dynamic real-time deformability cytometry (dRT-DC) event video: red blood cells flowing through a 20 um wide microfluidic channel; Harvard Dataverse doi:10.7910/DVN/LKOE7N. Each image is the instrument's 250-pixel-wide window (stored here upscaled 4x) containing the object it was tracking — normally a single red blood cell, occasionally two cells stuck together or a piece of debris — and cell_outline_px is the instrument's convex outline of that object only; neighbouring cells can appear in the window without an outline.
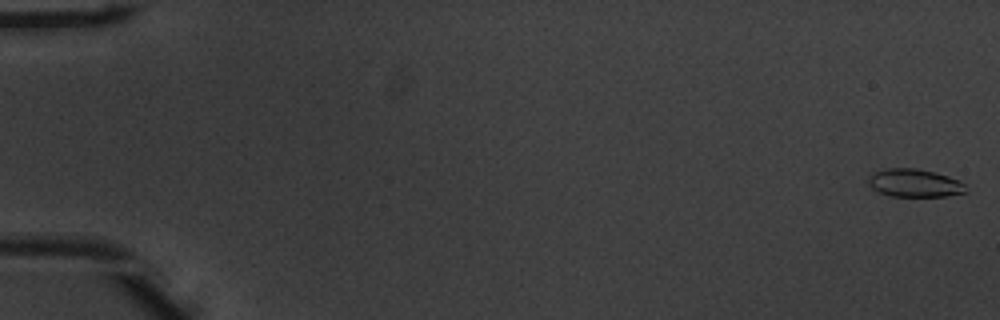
{"species": "common noctule bat (a hibernating species)", "species_latin": "Nyctalus noctula", "temperature_condition": "warm", "stored_images_in_passage": 54, "camera_frame_rate_fps": 3000, "um_per_image_px": 0.085, "animal": {"sex": "male", "body_mass_g": 20.1, "forearm_length_mm": 53.5}, "frame": {"image": 1, "passage_image": 1, "time_ms": 0.0, "image_size_px": [1000, 320], "cell_outline_px": [[968, 192], [944, 196], [892, 196], [880, 192], [872, 188], [868, 184], [868, 176], [872, 172], [884, 168], [916, 168], [948, 176], [960, 180], [964, 184]], "centroid_in_image_um": [77.71, 15.55], "position_along_channel_um": 7.3, "area_um2": 15.95}}
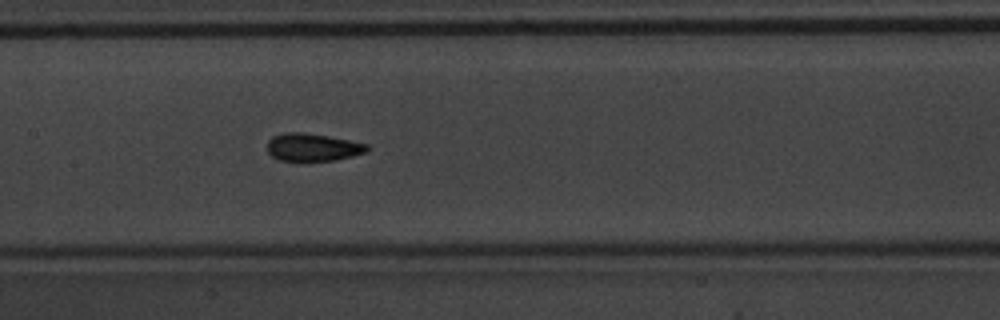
{"frame": {"image": 2, "passage_image": 27, "time_ms": 8.667, "image_size_px": [1000, 320], "cell_outline_px": [[368, 152], [336, 160], [308, 164], [304, 164], [280, 160], [272, 156], [268, 152], [268, 140], [272, 136], [284, 132], [304, 132], [328, 136], [368, 144]], "centroid_in_image_um": [26.55, 12.56], "position_along_channel_um": 180.8, "area_um2": 16.88}}
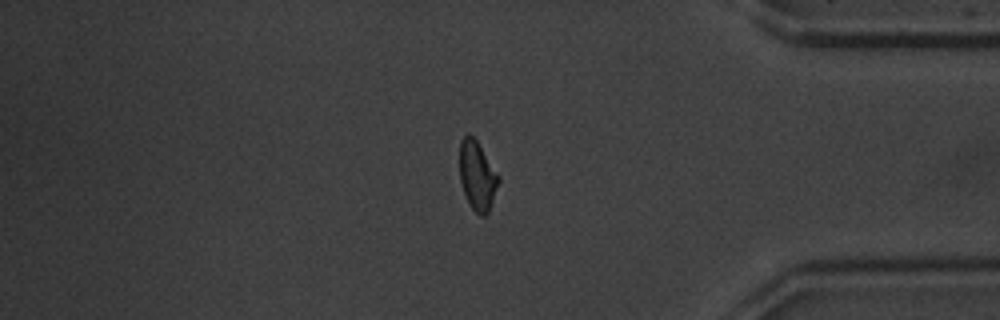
{"frame": {"image": 3, "passage_image": 45, "time_ms": 14.667, "image_size_px": [1000, 320], "cell_outline_px": [[500, 180], [488, 212], [484, 216], [480, 216], [472, 208], [464, 192], [460, 180], [460, 140], [468, 132], [476, 140], [500, 176]], "centroid_in_image_um": [40.57, 14.91], "position_along_channel_um": 394.6, "area_um2": 15.49}}